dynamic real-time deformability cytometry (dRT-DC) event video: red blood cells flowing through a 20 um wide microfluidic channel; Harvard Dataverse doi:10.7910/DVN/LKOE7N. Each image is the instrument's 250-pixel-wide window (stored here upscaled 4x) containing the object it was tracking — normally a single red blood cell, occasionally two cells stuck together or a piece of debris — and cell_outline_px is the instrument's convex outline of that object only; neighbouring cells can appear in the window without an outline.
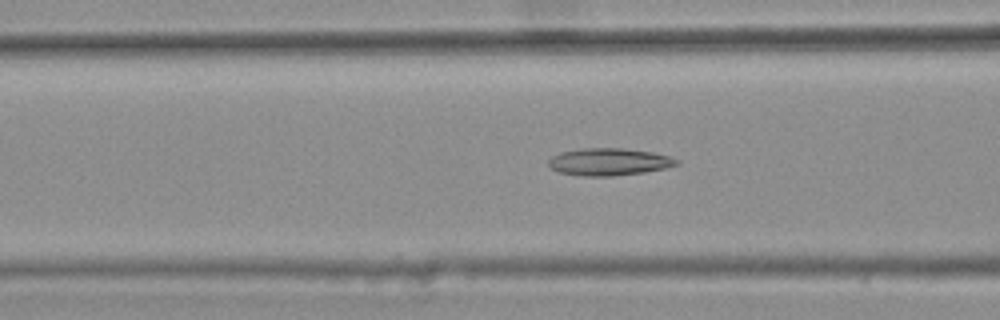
{"species": "common noctule bat (a hibernating species)", "species_latin": "Nyctalus noctula", "temperature_condition": "warm", "stored_images_in_passage": 47, "camera_frame_rate_fps": 3000, "um_per_image_px": 0.085, "animal": {"sex": "female", "body_mass_g": 25.1}, "frame": {"image": 1, "passage_image": 21, "time_ms": 6.667, "image_size_px": [1000, 320], "cell_outline_px": [[680, 164], [668, 168], [644, 172], [612, 176], [580, 176], [560, 172], [552, 168], [548, 164], [548, 160], [552, 156], [560, 152], [584, 148], [624, 148], [652, 152], [668, 156], [680, 160]], "centroid_in_image_um": [51.79, 13.75], "position_along_channel_um": 114.8, "area_um2": 20.46}}
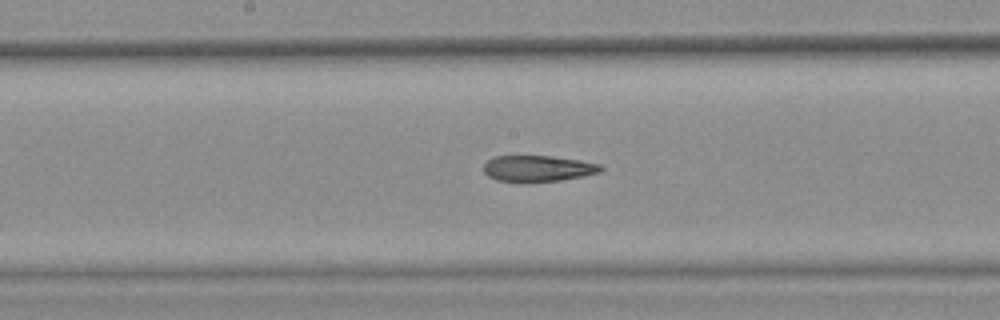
{"frame": {"image": 2, "passage_image": 28, "time_ms": 9.0, "image_size_px": [1000, 320], "cell_outline_px": [[604, 168], [600, 172], [584, 176], [560, 180], [520, 184], [496, 180], [488, 176], [484, 172], [484, 164], [488, 160], [496, 156], [552, 156], [580, 160], [600, 164]], "centroid_in_image_um": [45.7, 14.35], "position_along_channel_um": 202.5, "area_um2": 18.26}}
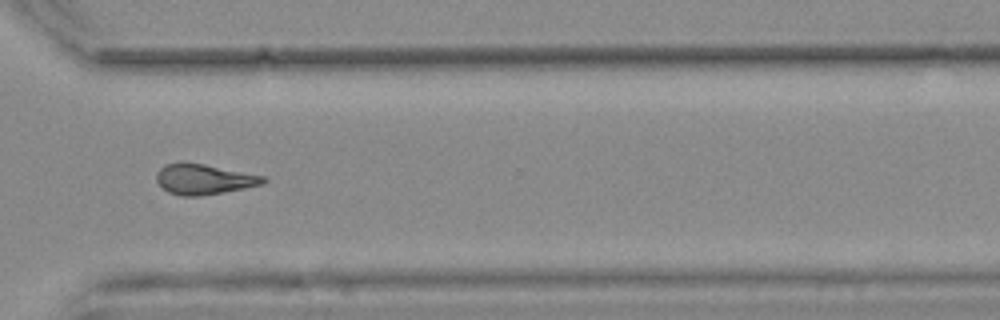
{"frame": {"image": 3, "passage_image": 40, "time_ms": 13.0, "image_size_px": [1000, 320], "cell_outline_px": [[268, 180], [264, 184], [224, 192], [200, 196], [180, 196], [168, 192], [156, 180], [156, 172], [164, 164], [180, 160], [204, 164], [268, 176]], "centroid_in_image_um": [17.34, 15.21], "position_along_channel_um": 353.3, "area_um2": 19.36}, "authors_computed_cell_mechanics": {"area_um2": 19.2474, "velocity_mm_per_s": 3.7591, "shape_relaxation_time_tau1_ms": null, "shape_relaxation_time_tau2_ms": 4.5392, "deformation_change_tau1": null, "deformation_change_tau2": 0.1519}}